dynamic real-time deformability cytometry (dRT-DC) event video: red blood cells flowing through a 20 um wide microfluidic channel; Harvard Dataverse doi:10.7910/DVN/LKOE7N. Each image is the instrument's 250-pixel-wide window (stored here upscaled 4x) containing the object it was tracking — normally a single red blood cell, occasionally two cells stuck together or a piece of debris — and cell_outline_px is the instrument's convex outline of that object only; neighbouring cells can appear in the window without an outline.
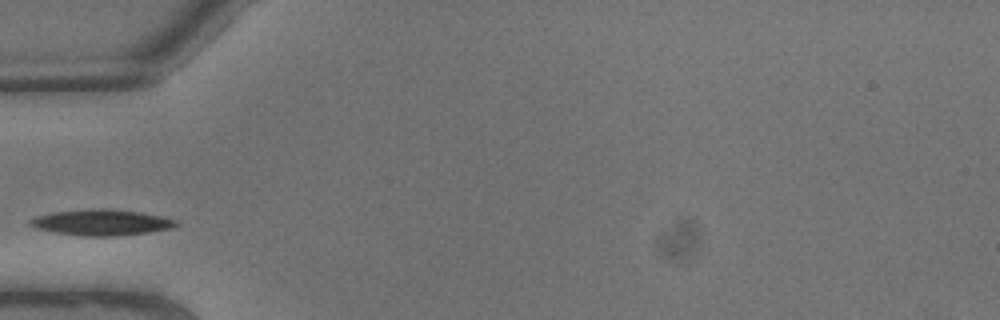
{"species": "common noctule bat (a hibernating species)", "species_latin": "Nyctalus noctula", "temperature_condition": "warm", "stored_images_in_passage": 5, "camera_frame_rate_fps": 3000, "um_per_image_px": 0.085, "animal": {"sex": "male", "body_mass_g": 13.3}, "frame": {"image": 1, "passage_image": 3, "time_ms": 0.667, "image_size_px": [1000, 320], "cell_outline_px": [[180, 224], [172, 228], [148, 232], [116, 236], [84, 236], [56, 232], [36, 228], [28, 224], [28, 220], [36, 216], [52, 212], [92, 208], [108, 208], [140, 212], [160, 216], [176, 220]], "centroid_in_image_um": [8.61, 18.89], "position_along_channel_um": 76.4, "area_um2": 22.08}}
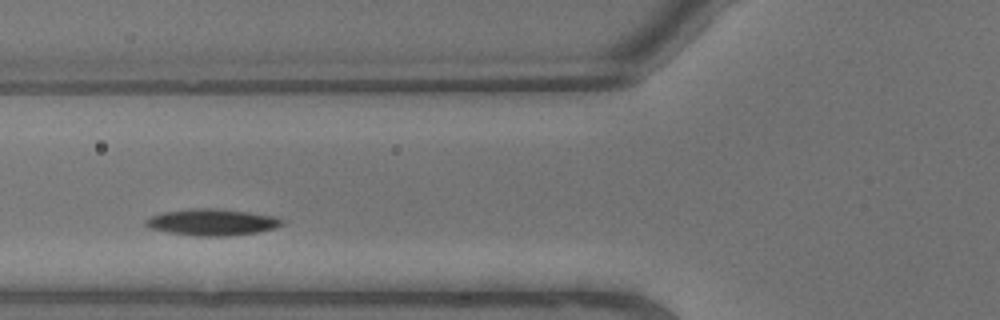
{"frame": {"image": 2, "passage_image": 4, "time_ms": 1.0, "image_size_px": [1000, 320], "cell_outline_px": [[284, 224], [276, 228], [256, 232], [228, 236], [196, 236], [168, 232], [152, 228], [144, 224], [144, 220], [160, 212], [188, 208], [220, 208], [276, 216], [284, 220]], "centroid_in_image_um": [18.04, 18.87], "position_along_channel_um": 107.8, "area_um2": 21.27}}
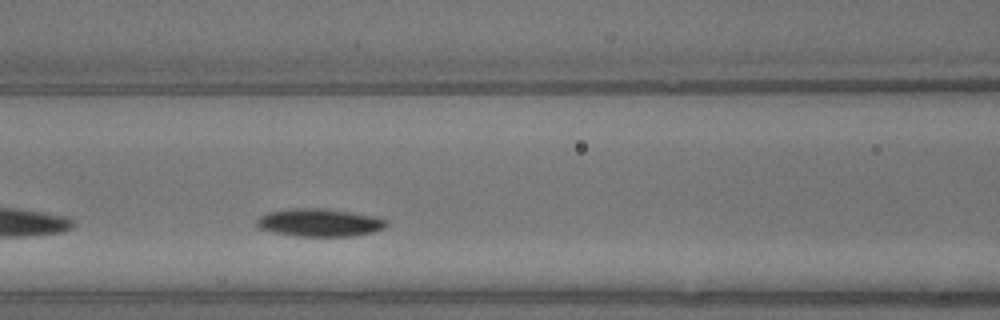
{"frame": {"image": 3, "passage_image": 5, "time_ms": 1.333, "image_size_px": [1000, 320], "cell_outline_px": [[388, 224], [384, 228], [372, 232], [352, 236], [296, 236], [276, 232], [260, 228], [256, 224], [256, 220], [260, 216], [268, 212], [296, 208], [320, 208], [348, 212], [372, 216], [388, 220]], "centroid_in_image_um": [27.16, 18.92], "position_along_channel_um": 139.4, "area_um2": 20.69}}